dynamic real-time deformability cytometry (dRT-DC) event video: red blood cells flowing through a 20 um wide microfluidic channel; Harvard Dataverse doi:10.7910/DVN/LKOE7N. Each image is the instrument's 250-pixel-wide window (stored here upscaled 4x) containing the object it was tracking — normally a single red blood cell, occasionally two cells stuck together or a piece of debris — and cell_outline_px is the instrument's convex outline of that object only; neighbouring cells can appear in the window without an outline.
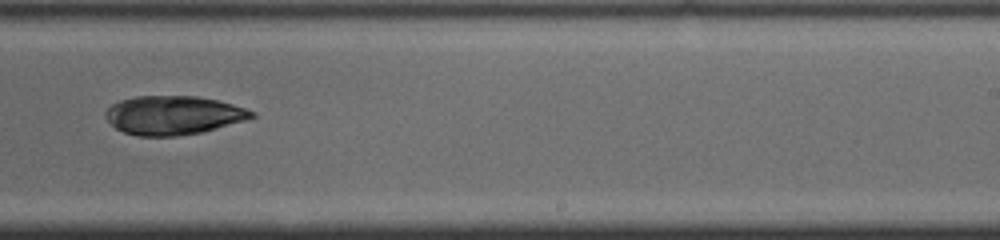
{"species": "common noctule bat (a hibernating species)", "species_latin": "Nyctalus noctula", "temperature_condition": "cold", "stored_images_in_passage": 21, "camera_frame_rate_fps": 3000, "um_per_image_px": 0.085, "animal": {"sex": "male", "body_mass_g": 19.0, "forearm_length_mm": 50.8}, "frame": {"image": 1, "passage_image": 19, "time_ms": 6.0, "image_size_px": [1000, 240], "cell_outline_px": [[256, 116], [244, 120], [216, 128], [200, 132], [176, 136], [136, 136], [124, 132], [116, 128], [104, 116], [104, 112], [112, 104], [120, 100], [136, 96], [196, 96], [216, 100], [232, 104], [256, 112]], "centroid_in_image_um": [14.7, 9.79], "position_along_channel_um": 274.3, "area_um2": 32.83}}